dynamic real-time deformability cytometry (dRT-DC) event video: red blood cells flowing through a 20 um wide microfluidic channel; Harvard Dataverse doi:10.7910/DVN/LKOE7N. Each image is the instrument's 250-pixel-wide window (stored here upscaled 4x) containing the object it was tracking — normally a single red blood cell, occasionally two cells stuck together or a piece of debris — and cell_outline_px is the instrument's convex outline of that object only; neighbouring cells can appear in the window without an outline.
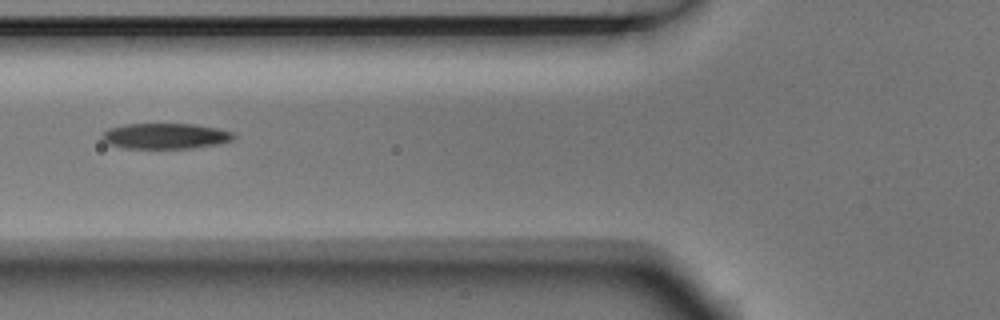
{"species": "Egyptian fruit bat (a non-hibernating species)", "species_latin": "Rousettus aegyptiacus", "temperature_condition": "room temperature", "stored_images_in_passage": 8, "camera_frame_rate_fps": 3000, "um_per_image_px": 0.085, "animal": {"sex": "male"}, "frame": {"image": 1, "passage_image": 5, "time_ms": 1.333, "image_size_px": [1000, 320], "cell_outline_px": [[236, 136], [232, 140], [220, 144], [192, 148], [120, 148], [108, 144], [100, 136], [108, 128], [124, 124], [196, 124], [216, 128], [232, 132]], "centroid_in_image_um": [14.04, 11.56], "position_along_channel_um": 111.8, "area_um2": 19.77}}
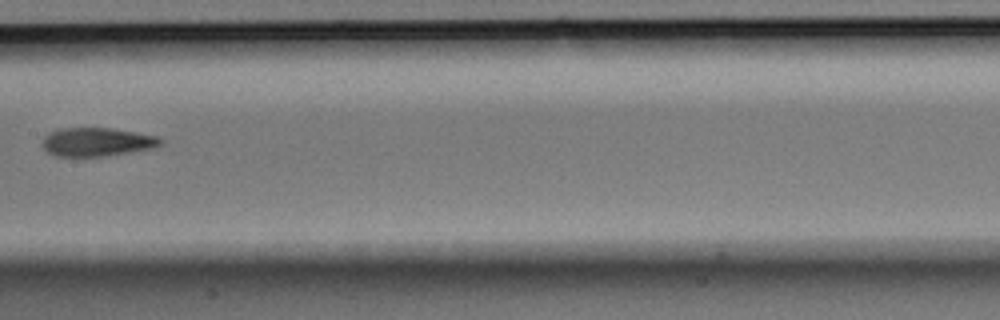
{"frame": {"image": 2, "passage_image": 7, "time_ms": 2.0, "image_size_px": [1000, 320], "cell_outline_px": [[164, 144], [152, 148], [104, 156], [56, 156], [48, 152], [44, 148], [44, 136], [60, 128], [108, 128], [136, 132], [156, 136], [164, 140]], "centroid_in_image_um": [8.28, 12.06], "position_along_channel_um": 199.1, "area_um2": 19.42}}
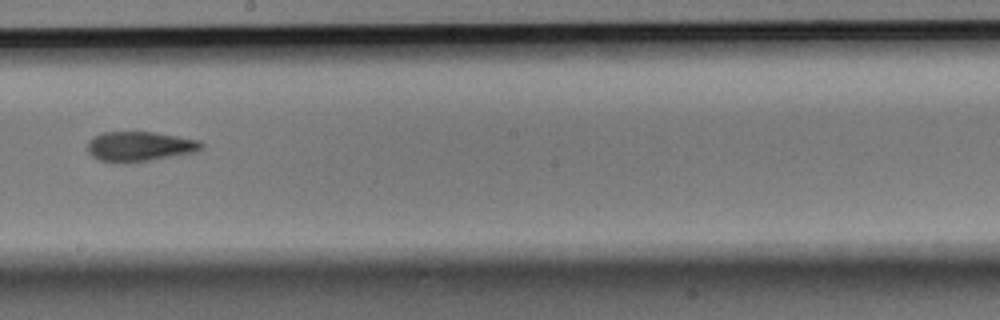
{"frame": {"image": 3, "passage_image": 8, "time_ms": 2.333, "image_size_px": [1000, 320], "cell_outline_px": [[204, 148], [196, 152], [124, 164], [112, 164], [100, 160], [92, 156], [88, 152], [88, 140], [92, 136], [104, 132], [152, 132], [200, 140], [204, 144]], "centroid_in_image_um": [11.84, 12.46], "position_along_channel_um": 236.4, "area_um2": 20.06}}